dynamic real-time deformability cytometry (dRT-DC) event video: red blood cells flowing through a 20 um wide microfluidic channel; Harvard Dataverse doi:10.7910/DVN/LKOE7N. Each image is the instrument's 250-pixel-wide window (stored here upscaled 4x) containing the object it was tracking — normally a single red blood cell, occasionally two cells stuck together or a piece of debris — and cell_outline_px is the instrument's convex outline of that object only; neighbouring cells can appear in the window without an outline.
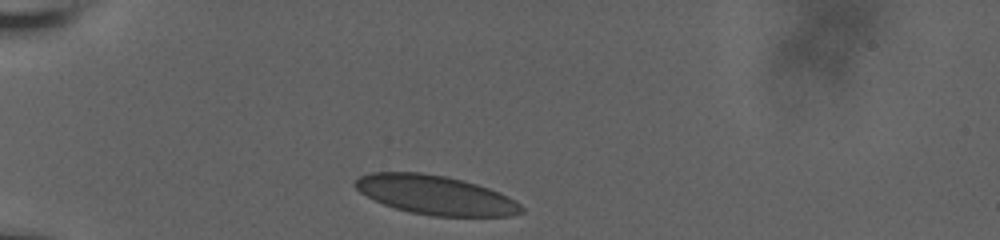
{"species": "human", "species_latin": "Homo sapiens", "temperature_condition": "room temperature", "stored_images_in_passage": 4, "camera_frame_rate_fps": 3000, "um_per_image_px": 0.085, "donor": {"sex": "male"}, "frame": {"image": 1, "passage_image": 1, "time_ms": 0.0, "image_size_px": [1000, 240], "cell_outline_px": [[524, 212], [508, 216], [432, 216], [412, 212], [396, 208], [384, 204], [360, 192], [352, 184], [360, 176], [372, 172], [420, 172], [448, 176], [476, 184], [500, 192], [516, 200], [524, 208]], "centroid_in_image_um": [37.04, 16.57], "position_along_channel_um": 48.0, "area_um2": 37.8}}
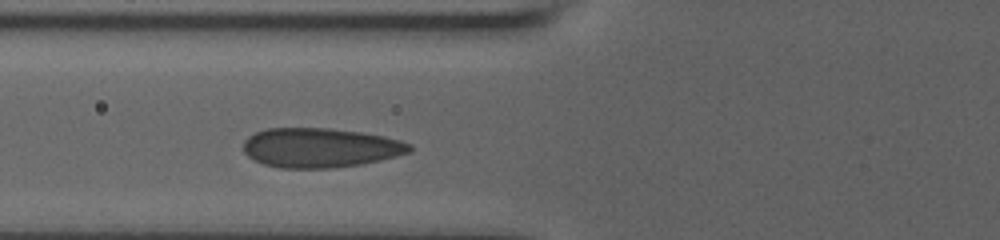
{"frame": {"image": 2, "passage_image": 4, "time_ms": 2.333, "image_size_px": [1000, 240], "cell_outline_px": [[412, 152], [380, 160], [360, 164], [332, 168], [280, 168], [264, 164], [248, 156], [244, 152], [244, 140], [248, 136], [256, 132], [268, 128], [328, 128], [360, 132], [384, 136], [400, 140], [412, 144]], "centroid_in_image_um": [27.24, 12.55], "position_along_channel_um": 98.6, "area_um2": 38.26}}